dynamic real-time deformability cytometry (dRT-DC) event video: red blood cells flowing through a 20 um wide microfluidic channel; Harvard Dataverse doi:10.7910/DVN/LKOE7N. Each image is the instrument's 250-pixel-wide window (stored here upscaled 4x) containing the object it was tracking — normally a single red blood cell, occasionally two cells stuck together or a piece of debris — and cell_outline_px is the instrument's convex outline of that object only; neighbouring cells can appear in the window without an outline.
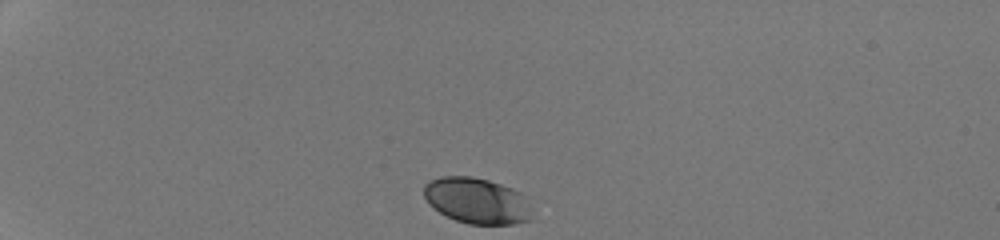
{"species": "human", "species_latin": "Homo sapiens", "temperature_condition": "room temperature", "stored_images_in_passage": 33, "camera_frame_rate_fps": 3000, "um_per_image_px": 0.085, "donor": {"sex": "male"}, "frame": {"image": 1, "passage_image": 1, "time_ms": 0.0, "image_size_px": [1000, 240], "cell_outline_px": [[532, 220], [516, 224], [468, 224], [456, 220], [440, 212], [424, 196], [424, 184], [428, 180], [440, 176], [472, 176], [488, 180], [512, 188], [520, 192], [528, 208]], "centroid_in_image_um": [40.51, 17.05], "position_along_channel_um": 44.5, "area_um2": 28.55}}
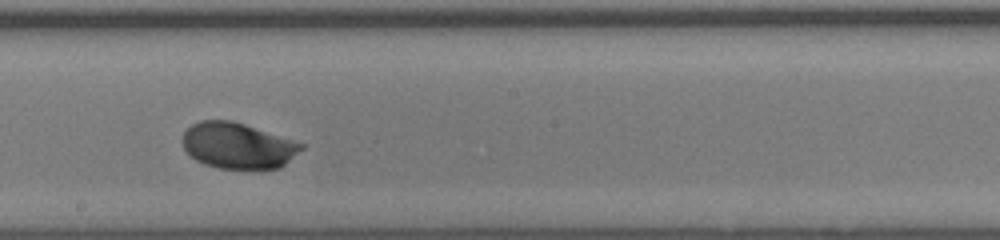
{"frame": {"image": 2, "passage_image": 19, "time_ms": 6.0, "image_size_px": [1000, 240], "cell_outline_px": [[304, 148], [280, 168], [220, 168], [204, 164], [196, 160], [184, 148], [180, 140], [184, 132], [192, 124], [200, 120], [232, 120], [304, 144]], "centroid_in_image_um": [20.18, 12.37], "position_along_channel_um": 228.0, "area_um2": 31.5}}
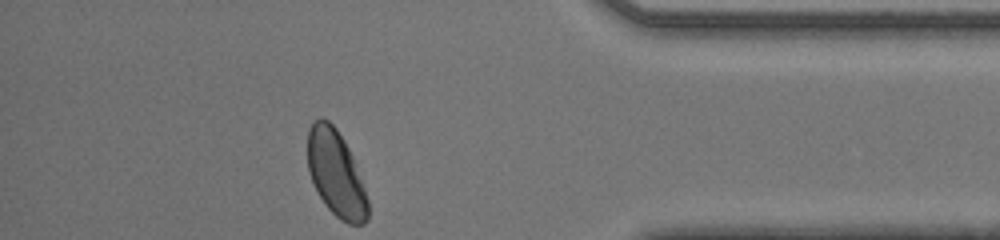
{"frame": {"image": 3, "passage_image": 33, "time_ms": 10.667, "image_size_px": [1000, 240], "cell_outline_px": [[368, 220], [364, 224], [348, 224], [340, 220], [324, 204], [312, 184], [308, 168], [308, 128], [320, 116], [328, 120], [336, 128], [344, 140], [352, 156], [364, 188], [368, 200]], "centroid_in_image_um": [28.54, 14.76], "position_along_channel_um": 406.7, "area_um2": 30.17}, "authors_computed_cell_mechanics": {"area_um2": 31.501, "velocity_mm_per_s": 4.2315, "shape_relaxation_time_tau1_ms": 1.7456, "shape_relaxation_time_tau2_ms": null, "deformation_change_tau1": 0.0904, "deformation_change_tau2": null}}